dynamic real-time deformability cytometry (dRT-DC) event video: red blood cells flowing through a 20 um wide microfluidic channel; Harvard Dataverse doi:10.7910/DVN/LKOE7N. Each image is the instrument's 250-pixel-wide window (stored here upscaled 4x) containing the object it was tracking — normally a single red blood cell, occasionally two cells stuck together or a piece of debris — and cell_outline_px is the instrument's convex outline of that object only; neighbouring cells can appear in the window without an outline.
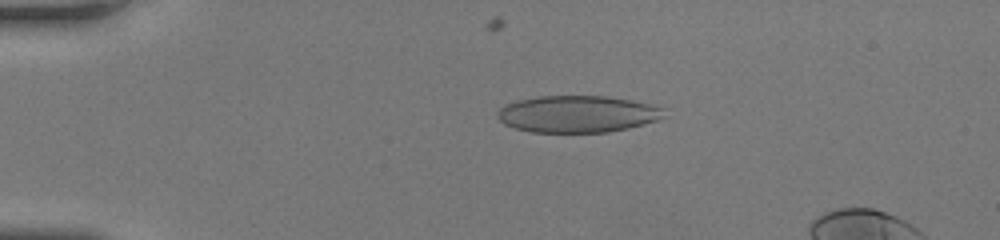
{"species": "human", "species_latin": "Homo sapiens", "temperature_condition": "room temperature", "stored_images_in_passage": 44, "camera_frame_rate_fps": 3000, "um_per_image_px": 0.085, "donor": {"sex": "female"}, "frame": {"image": 1, "passage_image": 6, "time_ms": 1.667, "image_size_px": [1000, 240], "cell_outline_px": [[664, 116], [660, 120], [628, 128], [608, 132], [532, 132], [516, 128], [504, 124], [496, 116], [496, 112], [504, 104], [536, 96], [608, 96], [656, 104], [664, 108]], "centroid_in_image_um": [49.12, 9.68], "position_along_channel_um": 35.9, "area_um2": 36.13}}
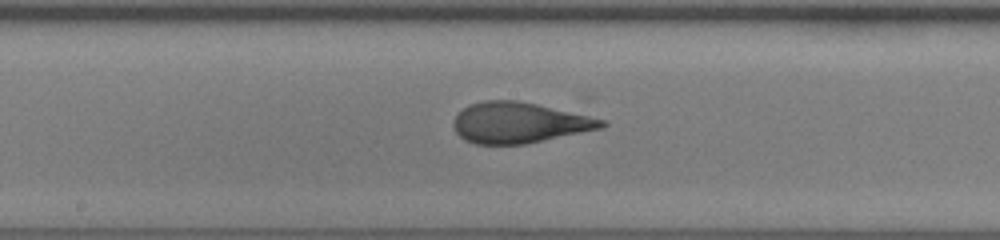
{"frame": {"image": 2, "passage_image": 22, "time_ms": 7.0, "image_size_px": [1000, 240], "cell_outline_px": [[608, 124], [604, 128], [524, 144], [476, 144], [464, 140], [456, 132], [452, 124], [452, 120], [468, 104], [484, 100], [516, 100], [536, 104], [588, 116], [604, 120]], "centroid_in_image_um": [44.09, 10.43], "position_along_channel_um": 204.1, "area_um2": 34.97}}
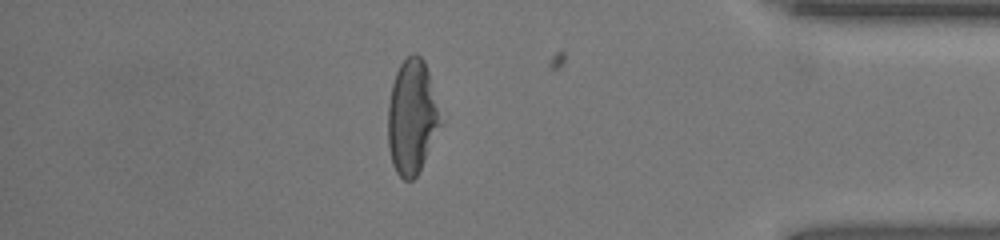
{"frame": {"image": 3, "passage_image": 38, "time_ms": 12.333, "image_size_px": [1000, 240], "cell_outline_px": [[444, 124], [416, 176], [412, 180], [404, 180], [396, 172], [392, 164], [388, 148], [388, 104], [392, 84], [396, 72], [400, 64], [412, 52], [416, 52], [424, 60], [428, 72]], "centroid_in_image_um": [35.03, 9.96], "position_along_channel_um": 400.2, "area_um2": 35.49}}